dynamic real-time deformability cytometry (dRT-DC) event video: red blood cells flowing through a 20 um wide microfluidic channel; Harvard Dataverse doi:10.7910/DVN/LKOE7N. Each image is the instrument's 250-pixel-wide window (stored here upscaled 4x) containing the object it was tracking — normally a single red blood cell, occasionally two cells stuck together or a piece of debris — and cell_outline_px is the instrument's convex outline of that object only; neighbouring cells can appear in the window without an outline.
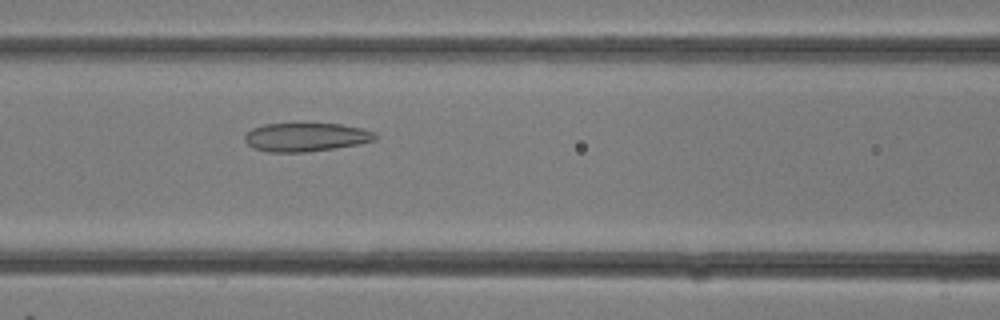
{"species": "common noctule bat (a hibernating species)", "species_latin": "Nyctalus noctula", "temperature_condition": "room temperature", "stored_images_in_passage": 13, "camera_frame_rate_fps": 3000, "um_per_image_px": 0.085, "animal": {"sex": "female"}, "frame": {"image": 1, "passage_image": 13, "time_ms": 4.0, "image_size_px": [1000, 320], "cell_outline_px": [[376, 140], [356, 144], [332, 148], [304, 152], [268, 152], [252, 148], [244, 140], [244, 132], [252, 128], [264, 124], [340, 124], [364, 128], [372, 132], [376, 136]], "centroid_in_image_um": [25.93, 11.65], "position_along_channel_um": 140.7, "area_um2": 21.62}}